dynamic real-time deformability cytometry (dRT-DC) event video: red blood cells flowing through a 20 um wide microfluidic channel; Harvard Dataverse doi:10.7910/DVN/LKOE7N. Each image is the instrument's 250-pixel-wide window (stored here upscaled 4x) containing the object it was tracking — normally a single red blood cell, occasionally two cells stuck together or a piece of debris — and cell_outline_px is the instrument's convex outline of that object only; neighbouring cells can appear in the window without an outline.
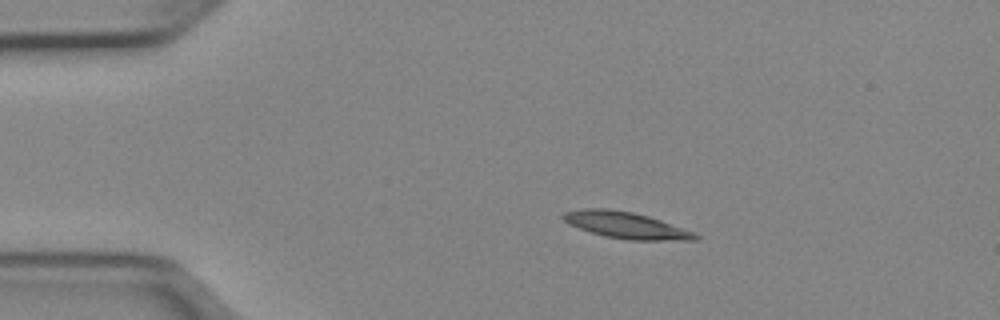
{"species": "Egyptian fruit bat (a non-hibernating species)", "species_latin": "Rousettus aegyptiacus", "temperature_condition": "cold", "stored_images_in_passage": 42, "camera_frame_rate_fps": 3000, "um_per_image_px": 0.085, "animal": {"sex": "female"}, "frame": {"image": 1, "passage_image": 1, "time_ms": 0.0, "image_size_px": [1000, 320], "cell_outline_px": [[700, 236], [696, 240], [628, 240], [604, 236], [568, 224], [560, 216], [564, 212], [580, 208], [608, 208], [632, 212], [648, 216], [660, 220], [692, 232]], "centroid_in_image_um": [53.15, 19.13], "position_along_channel_um": 31.9, "area_um2": 20.23}}
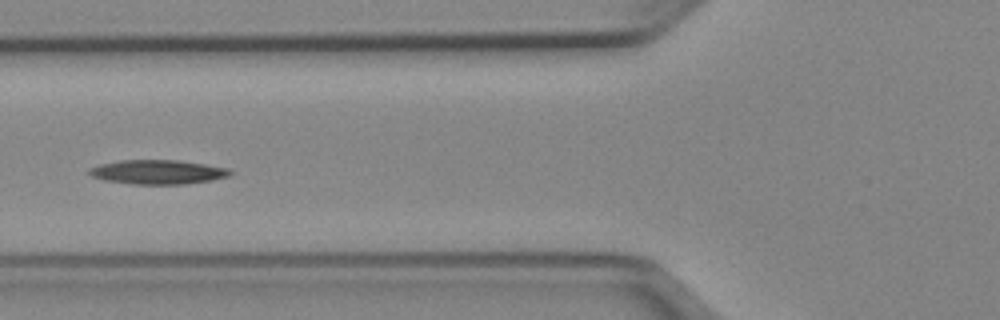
{"frame": {"image": 2, "passage_image": 11, "time_ms": 3.333, "image_size_px": [1000, 320], "cell_outline_px": [[232, 172], [228, 176], [212, 180], [184, 184], [132, 184], [104, 180], [92, 176], [88, 172], [88, 168], [100, 164], [120, 160], [180, 160], [228, 168]], "centroid_in_image_um": [13.38, 14.62], "position_along_channel_um": 112.4, "area_um2": 19.88}}
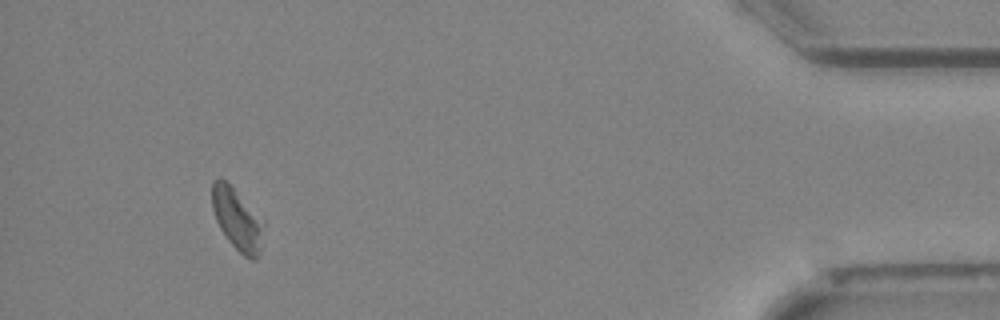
{"frame": {"image": 3, "passage_image": 39, "time_ms": 12.667, "image_size_px": [1000, 320], "cell_outline_px": [[264, 224], [260, 252], [256, 260], [248, 260], [228, 240], [220, 228], [216, 220], [212, 208], [212, 180], [220, 176], [232, 184], [264, 220]], "centroid_in_image_um": [20.16, 18.59], "position_along_channel_um": 415.0, "area_um2": 19.02}}